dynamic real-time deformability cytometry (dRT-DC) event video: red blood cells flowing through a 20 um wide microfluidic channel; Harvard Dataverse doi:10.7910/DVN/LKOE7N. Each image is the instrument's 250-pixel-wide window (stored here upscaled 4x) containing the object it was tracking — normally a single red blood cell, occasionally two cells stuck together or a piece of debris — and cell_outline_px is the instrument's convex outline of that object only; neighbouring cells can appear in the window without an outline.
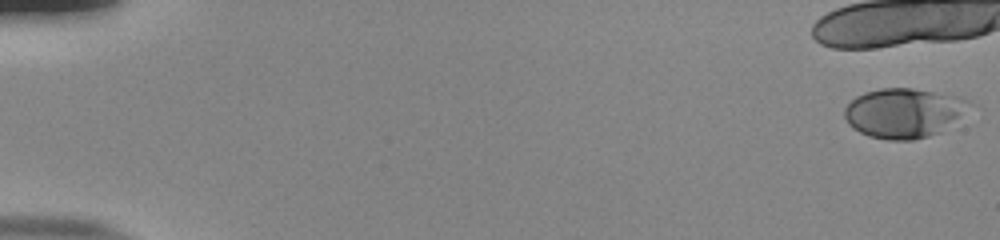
{"species": "human", "species_latin": "Homo sapiens", "temperature_condition": "room temperature", "stored_images_in_passage": 22, "camera_frame_rate_fps": 3000, "um_per_image_px": 0.085, "donor": {"sex": "male"}, "frame": {"image": 1, "passage_image": 1, "time_ms": 0.0, "image_size_px": [1000, 240], "cell_outline_px": [[968, 100], [956, 116], [940, 132], [928, 136], [912, 140], [888, 140], [868, 136], [852, 128], [848, 124], [844, 116], [844, 108], [856, 96], [864, 92], [880, 88], [912, 88], [960, 96]], "centroid_in_image_um": [76.68, 9.59], "position_along_channel_um": 8.3, "area_um2": 35.26}}